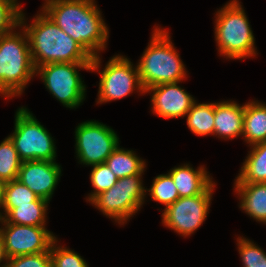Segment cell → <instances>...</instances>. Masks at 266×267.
<instances>
[{
    "mask_svg": "<svg viewBox=\"0 0 266 267\" xmlns=\"http://www.w3.org/2000/svg\"><path fill=\"white\" fill-rule=\"evenodd\" d=\"M214 38L220 57L243 60L258 55L255 37L240 0H229L214 13Z\"/></svg>",
    "mask_w": 266,
    "mask_h": 267,
    "instance_id": "5b68a950",
    "label": "cell"
},
{
    "mask_svg": "<svg viewBox=\"0 0 266 267\" xmlns=\"http://www.w3.org/2000/svg\"><path fill=\"white\" fill-rule=\"evenodd\" d=\"M101 55L92 57L90 70L91 73L98 72L100 75L96 105L121 100L135 91L139 96L145 95L137 64L134 65L125 55L117 54L102 68Z\"/></svg>",
    "mask_w": 266,
    "mask_h": 267,
    "instance_id": "8992f818",
    "label": "cell"
},
{
    "mask_svg": "<svg viewBox=\"0 0 266 267\" xmlns=\"http://www.w3.org/2000/svg\"><path fill=\"white\" fill-rule=\"evenodd\" d=\"M42 10L92 57L106 50L110 30L96 0H51Z\"/></svg>",
    "mask_w": 266,
    "mask_h": 267,
    "instance_id": "6da1fadb",
    "label": "cell"
},
{
    "mask_svg": "<svg viewBox=\"0 0 266 267\" xmlns=\"http://www.w3.org/2000/svg\"><path fill=\"white\" fill-rule=\"evenodd\" d=\"M105 164L118 178L139 175L147 169L145 159L136 154L132 149H125L120 145L106 159Z\"/></svg>",
    "mask_w": 266,
    "mask_h": 267,
    "instance_id": "44dd1931",
    "label": "cell"
},
{
    "mask_svg": "<svg viewBox=\"0 0 266 267\" xmlns=\"http://www.w3.org/2000/svg\"><path fill=\"white\" fill-rule=\"evenodd\" d=\"M216 185L215 181L202 194L180 197L166 209H159L162 225L184 238L194 234L207 219Z\"/></svg>",
    "mask_w": 266,
    "mask_h": 267,
    "instance_id": "8fae6325",
    "label": "cell"
},
{
    "mask_svg": "<svg viewBox=\"0 0 266 267\" xmlns=\"http://www.w3.org/2000/svg\"><path fill=\"white\" fill-rule=\"evenodd\" d=\"M14 130L8 135L22 161H56V142L51 133L26 106L14 115Z\"/></svg>",
    "mask_w": 266,
    "mask_h": 267,
    "instance_id": "ba28073f",
    "label": "cell"
},
{
    "mask_svg": "<svg viewBox=\"0 0 266 267\" xmlns=\"http://www.w3.org/2000/svg\"><path fill=\"white\" fill-rule=\"evenodd\" d=\"M7 264H8V257L6 255L4 242L0 234V267H7Z\"/></svg>",
    "mask_w": 266,
    "mask_h": 267,
    "instance_id": "4dcf8cb0",
    "label": "cell"
},
{
    "mask_svg": "<svg viewBox=\"0 0 266 267\" xmlns=\"http://www.w3.org/2000/svg\"><path fill=\"white\" fill-rule=\"evenodd\" d=\"M147 195L150 196L151 200L164 205V209L179 198L177 187L168 173L159 174L154 177L150 188L146 187Z\"/></svg>",
    "mask_w": 266,
    "mask_h": 267,
    "instance_id": "603a6c76",
    "label": "cell"
},
{
    "mask_svg": "<svg viewBox=\"0 0 266 267\" xmlns=\"http://www.w3.org/2000/svg\"><path fill=\"white\" fill-rule=\"evenodd\" d=\"M242 138L248 146L266 142V103L249 100L245 103Z\"/></svg>",
    "mask_w": 266,
    "mask_h": 267,
    "instance_id": "d6986e66",
    "label": "cell"
},
{
    "mask_svg": "<svg viewBox=\"0 0 266 267\" xmlns=\"http://www.w3.org/2000/svg\"><path fill=\"white\" fill-rule=\"evenodd\" d=\"M58 237L50 247L51 267H89L86 260L74 249L58 244Z\"/></svg>",
    "mask_w": 266,
    "mask_h": 267,
    "instance_id": "83f0119b",
    "label": "cell"
},
{
    "mask_svg": "<svg viewBox=\"0 0 266 267\" xmlns=\"http://www.w3.org/2000/svg\"><path fill=\"white\" fill-rule=\"evenodd\" d=\"M7 267H51L50 252L8 258Z\"/></svg>",
    "mask_w": 266,
    "mask_h": 267,
    "instance_id": "f546056e",
    "label": "cell"
},
{
    "mask_svg": "<svg viewBox=\"0 0 266 267\" xmlns=\"http://www.w3.org/2000/svg\"><path fill=\"white\" fill-rule=\"evenodd\" d=\"M21 12L9 0H0V36L20 25Z\"/></svg>",
    "mask_w": 266,
    "mask_h": 267,
    "instance_id": "f1b7e54d",
    "label": "cell"
},
{
    "mask_svg": "<svg viewBox=\"0 0 266 267\" xmlns=\"http://www.w3.org/2000/svg\"><path fill=\"white\" fill-rule=\"evenodd\" d=\"M22 160L9 136L0 143V178L5 182L17 179Z\"/></svg>",
    "mask_w": 266,
    "mask_h": 267,
    "instance_id": "cb8c5ba5",
    "label": "cell"
},
{
    "mask_svg": "<svg viewBox=\"0 0 266 267\" xmlns=\"http://www.w3.org/2000/svg\"><path fill=\"white\" fill-rule=\"evenodd\" d=\"M28 24L26 13L20 15V25L26 31L35 68L49 63L91 62L92 56L67 35L43 11L39 10Z\"/></svg>",
    "mask_w": 266,
    "mask_h": 267,
    "instance_id": "7a4b0ae2",
    "label": "cell"
},
{
    "mask_svg": "<svg viewBox=\"0 0 266 267\" xmlns=\"http://www.w3.org/2000/svg\"><path fill=\"white\" fill-rule=\"evenodd\" d=\"M248 147L250 151H248L234 183H266V142Z\"/></svg>",
    "mask_w": 266,
    "mask_h": 267,
    "instance_id": "ffe728a7",
    "label": "cell"
},
{
    "mask_svg": "<svg viewBox=\"0 0 266 267\" xmlns=\"http://www.w3.org/2000/svg\"><path fill=\"white\" fill-rule=\"evenodd\" d=\"M239 208L251 219L266 225V183H234Z\"/></svg>",
    "mask_w": 266,
    "mask_h": 267,
    "instance_id": "e0dca14e",
    "label": "cell"
},
{
    "mask_svg": "<svg viewBox=\"0 0 266 267\" xmlns=\"http://www.w3.org/2000/svg\"><path fill=\"white\" fill-rule=\"evenodd\" d=\"M5 185H6V182L0 178V208L4 200Z\"/></svg>",
    "mask_w": 266,
    "mask_h": 267,
    "instance_id": "d6a6232c",
    "label": "cell"
},
{
    "mask_svg": "<svg viewBox=\"0 0 266 267\" xmlns=\"http://www.w3.org/2000/svg\"><path fill=\"white\" fill-rule=\"evenodd\" d=\"M245 103L234 100L214 102V136L222 140L241 138Z\"/></svg>",
    "mask_w": 266,
    "mask_h": 267,
    "instance_id": "9a60e30c",
    "label": "cell"
},
{
    "mask_svg": "<svg viewBox=\"0 0 266 267\" xmlns=\"http://www.w3.org/2000/svg\"><path fill=\"white\" fill-rule=\"evenodd\" d=\"M35 75L28 36L19 25L0 36V96L6 100L21 96Z\"/></svg>",
    "mask_w": 266,
    "mask_h": 267,
    "instance_id": "277c9868",
    "label": "cell"
},
{
    "mask_svg": "<svg viewBox=\"0 0 266 267\" xmlns=\"http://www.w3.org/2000/svg\"><path fill=\"white\" fill-rule=\"evenodd\" d=\"M38 199L27 186L14 179L6 182L4 200L0 209H14L17 205L29 204Z\"/></svg>",
    "mask_w": 266,
    "mask_h": 267,
    "instance_id": "d4e9b609",
    "label": "cell"
},
{
    "mask_svg": "<svg viewBox=\"0 0 266 267\" xmlns=\"http://www.w3.org/2000/svg\"><path fill=\"white\" fill-rule=\"evenodd\" d=\"M62 167L56 161H22L17 180L27 186L38 198L51 201L62 176Z\"/></svg>",
    "mask_w": 266,
    "mask_h": 267,
    "instance_id": "5bb4252c",
    "label": "cell"
},
{
    "mask_svg": "<svg viewBox=\"0 0 266 267\" xmlns=\"http://www.w3.org/2000/svg\"><path fill=\"white\" fill-rule=\"evenodd\" d=\"M169 30L154 25L150 41L137 62L144 90L164 83L183 82L189 74Z\"/></svg>",
    "mask_w": 266,
    "mask_h": 267,
    "instance_id": "3957f363",
    "label": "cell"
},
{
    "mask_svg": "<svg viewBox=\"0 0 266 267\" xmlns=\"http://www.w3.org/2000/svg\"><path fill=\"white\" fill-rule=\"evenodd\" d=\"M180 83L182 82L164 83L145 90V94L151 95L150 106L153 115L165 119L186 116L196 100L179 85Z\"/></svg>",
    "mask_w": 266,
    "mask_h": 267,
    "instance_id": "4fadbf2b",
    "label": "cell"
},
{
    "mask_svg": "<svg viewBox=\"0 0 266 267\" xmlns=\"http://www.w3.org/2000/svg\"><path fill=\"white\" fill-rule=\"evenodd\" d=\"M167 173L177 187L179 198L202 194L214 182L204 165L196 169L191 164L184 163L174 166Z\"/></svg>",
    "mask_w": 266,
    "mask_h": 267,
    "instance_id": "2e32d148",
    "label": "cell"
},
{
    "mask_svg": "<svg viewBox=\"0 0 266 267\" xmlns=\"http://www.w3.org/2000/svg\"><path fill=\"white\" fill-rule=\"evenodd\" d=\"M80 70H91V62L49 63L36 69L45 89L64 107L76 109L86 99L87 86Z\"/></svg>",
    "mask_w": 266,
    "mask_h": 267,
    "instance_id": "9c48e42d",
    "label": "cell"
},
{
    "mask_svg": "<svg viewBox=\"0 0 266 267\" xmlns=\"http://www.w3.org/2000/svg\"><path fill=\"white\" fill-rule=\"evenodd\" d=\"M16 9H18L21 13L24 12L21 3L18 2V0H9ZM51 0H44V3L42 4L40 10H42Z\"/></svg>",
    "mask_w": 266,
    "mask_h": 267,
    "instance_id": "1f68e13d",
    "label": "cell"
},
{
    "mask_svg": "<svg viewBox=\"0 0 266 267\" xmlns=\"http://www.w3.org/2000/svg\"><path fill=\"white\" fill-rule=\"evenodd\" d=\"M0 224V234L8 258L50 252L51 244L57 238L46 226Z\"/></svg>",
    "mask_w": 266,
    "mask_h": 267,
    "instance_id": "7c38bea8",
    "label": "cell"
},
{
    "mask_svg": "<svg viewBox=\"0 0 266 267\" xmlns=\"http://www.w3.org/2000/svg\"><path fill=\"white\" fill-rule=\"evenodd\" d=\"M91 167L90 172V182L92 185L93 191L86 196V202L90 203L97 195L110 189L117 183L118 178L110 170V168L105 164H97Z\"/></svg>",
    "mask_w": 266,
    "mask_h": 267,
    "instance_id": "484cf974",
    "label": "cell"
},
{
    "mask_svg": "<svg viewBox=\"0 0 266 267\" xmlns=\"http://www.w3.org/2000/svg\"><path fill=\"white\" fill-rule=\"evenodd\" d=\"M188 129L197 136H214V102L198 103L197 100L186 114Z\"/></svg>",
    "mask_w": 266,
    "mask_h": 267,
    "instance_id": "7402d4cb",
    "label": "cell"
},
{
    "mask_svg": "<svg viewBox=\"0 0 266 267\" xmlns=\"http://www.w3.org/2000/svg\"><path fill=\"white\" fill-rule=\"evenodd\" d=\"M145 171L118 179L114 186L97 195L89 204L120 227L126 225L146 201V188L142 180Z\"/></svg>",
    "mask_w": 266,
    "mask_h": 267,
    "instance_id": "52a82bcc",
    "label": "cell"
},
{
    "mask_svg": "<svg viewBox=\"0 0 266 267\" xmlns=\"http://www.w3.org/2000/svg\"><path fill=\"white\" fill-rule=\"evenodd\" d=\"M75 156L78 163L94 166L105 163L110 154L120 145L117 132L97 120L78 123L74 131Z\"/></svg>",
    "mask_w": 266,
    "mask_h": 267,
    "instance_id": "30bf717a",
    "label": "cell"
},
{
    "mask_svg": "<svg viewBox=\"0 0 266 267\" xmlns=\"http://www.w3.org/2000/svg\"><path fill=\"white\" fill-rule=\"evenodd\" d=\"M49 204V201L38 198L32 203L17 205L14 209H0V223L46 226Z\"/></svg>",
    "mask_w": 266,
    "mask_h": 267,
    "instance_id": "ac0fdd59",
    "label": "cell"
},
{
    "mask_svg": "<svg viewBox=\"0 0 266 267\" xmlns=\"http://www.w3.org/2000/svg\"><path fill=\"white\" fill-rule=\"evenodd\" d=\"M243 267H266V252L247 237L236 238Z\"/></svg>",
    "mask_w": 266,
    "mask_h": 267,
    "instance_id": "4316f807",
    "label": "cell"
}]
</instances>
